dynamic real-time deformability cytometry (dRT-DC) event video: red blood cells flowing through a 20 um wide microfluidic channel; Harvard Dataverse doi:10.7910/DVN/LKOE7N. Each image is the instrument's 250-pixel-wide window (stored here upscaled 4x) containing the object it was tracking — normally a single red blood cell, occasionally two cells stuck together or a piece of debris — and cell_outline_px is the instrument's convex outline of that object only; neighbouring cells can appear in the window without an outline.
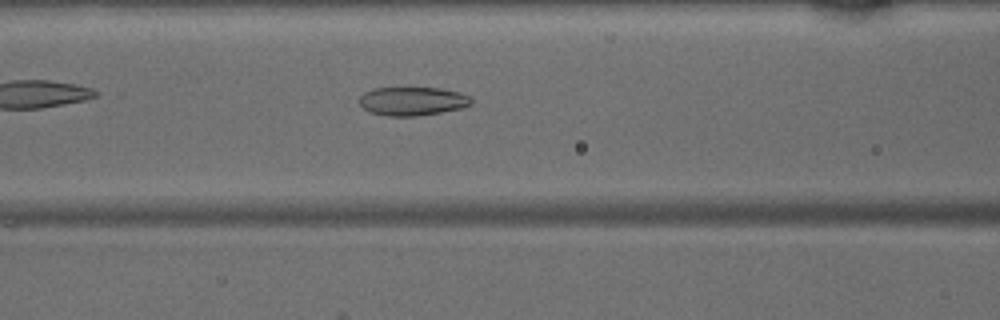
{"species": "common noctule bat (a hibernating species)", "species_latin": "Nyctalus noctula", "temperature_condition": "warm", "stored_images_in_passage": 33, "camera_frame_rate_fps": 3000, "um_per_image_px": 0.085, "animal": {"sex": "male", "body_mass_g": 15.6}, "frame": {"image": 1, "passage_image": 11, "time_ms": 3.333, "image_size_px": [1000, 320], "cell_outline_px": [[472, 104], [460, 108], [440, 112], [416, 116], [388, 116], [368, 112], [360, 104], [360, 96], [364, 92], [372, 88], [440, 88], [460, 92], [468, 96], [472, 100]], "centroid_in_image_um": [35.03, 8.6], "position_along_channel_um": 131.6, "area_um2": 18.61}}
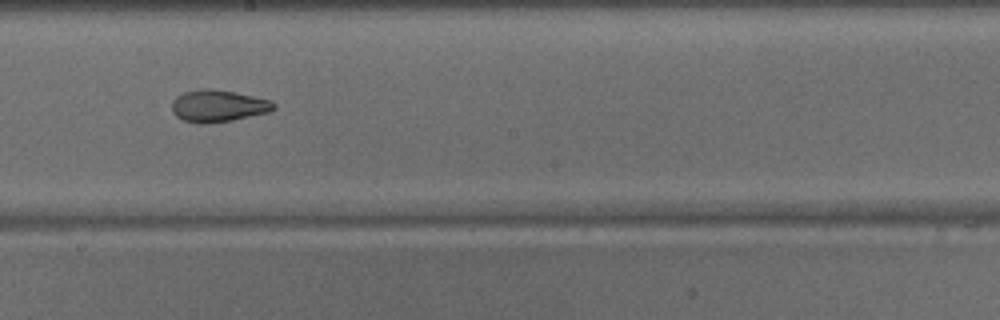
{"frame": {"image": 2, "passage_image": 18, "time_ms": 5.667, "image_size_px": [1000, 320], "cell_outline_px": [[276, 108], [268, 112], [232, 120], [208, 124], [200, 124], [184, 120], [176, 116], [172, 112], [172, 100], [176, 96], [184, 92], [204, 88], [212, 88], [236, 92], [272, 100], [276, 104]], "centroid_in_image_um": [18.54, 8.99], "position_along_channel_um": 229.7, "area_um2": 19.19}}
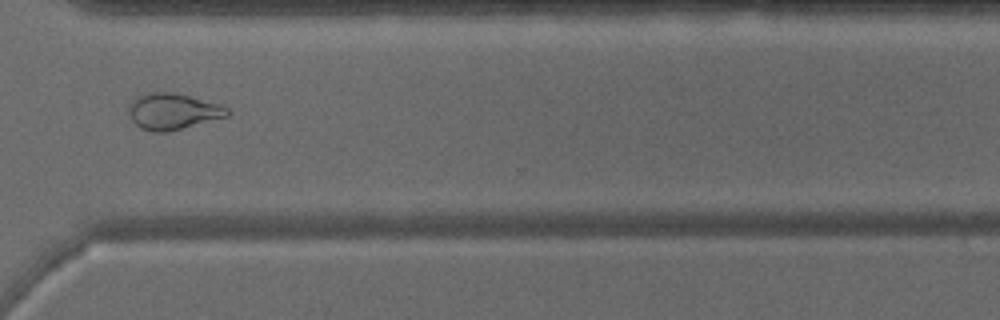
{"frame": {"image": 3, "passage_image": 27, "time_ms": 8.667, "image_size_px": [1000, 320], "cell_outline_px": [[232, 112], [228, 116], [168, 132], [152, 132], [140, 128], [132, 120], [128, 112], [128, 108], [132, 100], [136, 96], [148, 92], [176, 92], [224, 104]], "centroid_in_image_um": [14.73, 9.45], "position_along_channel_um": 355.9, "area_um2": 21.27}}